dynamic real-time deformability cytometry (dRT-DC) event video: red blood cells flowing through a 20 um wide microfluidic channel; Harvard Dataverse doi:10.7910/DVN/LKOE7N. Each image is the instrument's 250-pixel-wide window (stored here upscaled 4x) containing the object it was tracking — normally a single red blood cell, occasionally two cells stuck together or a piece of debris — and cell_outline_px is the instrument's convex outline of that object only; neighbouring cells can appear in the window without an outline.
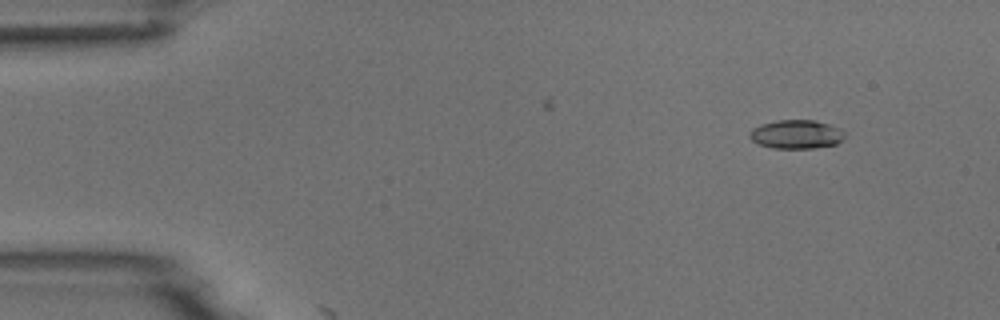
{"species": "common noctule bat (a hibernating species)", "species_latin": "Nyctalus noctula", "temperature_condition": "room temperature", "stored_images_in_passage": 5, "camera_frame_rate_fps": 3000, "um_per_image_px": 0.085, "animal": {"sex": "male", "body_mass_g": 18.8}, "frame": {"image": 1, "passage_image": 1, "time_ms": 0.0, "image_size_px": [1000, 320], "cell_outline_px": [[844, 136], [836, 144], [812, 148], [772, 148], [760, 144], [752, 140], [748, 136], [752, 128], [760, 124], [776, 120], [812, 120], [828, 124], [840, 128], [844, 132]], "centroid_in_image_um": [67.65, 11.41], "position_along_channel_um": 17.3, "area_um2": 15.84}}
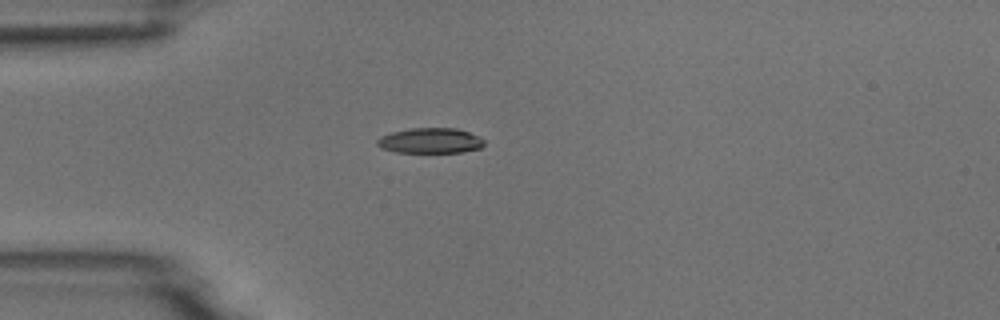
{"frame": {"image": 2, "passage_image": 3, "time_ms": 3.0, "image_size_px": [1000, 320], "cell_outline_px": [[484, 144], [480, 148], [460, 152], [396, 152], [380, 148], [376, 144], [376, 140], [380, 136], [392, 132], [412, 128], [456, 128], [480, 136], [484, 140]], "centroid_in_image_um": [36.56, 11.95], "position_along_channel_um": 48.4, "area_um2": 15.78}}